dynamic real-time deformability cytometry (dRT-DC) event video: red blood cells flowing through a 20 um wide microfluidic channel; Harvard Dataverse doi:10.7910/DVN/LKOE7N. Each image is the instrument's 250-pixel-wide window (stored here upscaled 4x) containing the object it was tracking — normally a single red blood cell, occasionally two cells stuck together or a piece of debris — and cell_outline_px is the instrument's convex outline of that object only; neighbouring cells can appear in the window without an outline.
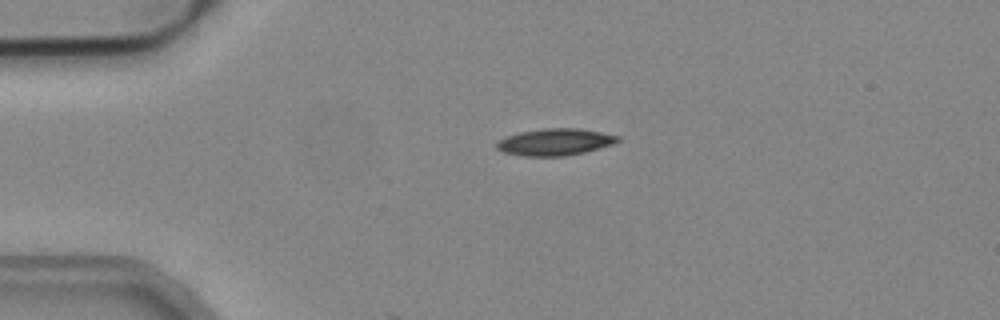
{"species": "common noctule bat (a hibernating species)", "species_latin": "Nyctalus noctula", "temperature_condition": "cold", "stored_images_in_passage": 4, "camera_frame_rate_fps": 3000, "um_per_image_px": 0.085, "animal": {"sex": "male", "body_mass_g": 19.2, "forearm_length_mm": 51.8}, "frame": {"image": 1, "passage_image": 1, "time_ms": 0.0, "image_size_px": [1000, 320], "cell_outline_px": [[620, 140], [612, 144], [584, 152], [564, 156], [524, 156], [504, 152], [496, 148], [496, 144], [504, 136], [520, 132], [544, 128], [576, 128], [600, 132], [620, 136]], "centroid_in_image_um": [47.15, 12.06], "position_along_channel_um": 37.8, "area_um2": 18.79}}